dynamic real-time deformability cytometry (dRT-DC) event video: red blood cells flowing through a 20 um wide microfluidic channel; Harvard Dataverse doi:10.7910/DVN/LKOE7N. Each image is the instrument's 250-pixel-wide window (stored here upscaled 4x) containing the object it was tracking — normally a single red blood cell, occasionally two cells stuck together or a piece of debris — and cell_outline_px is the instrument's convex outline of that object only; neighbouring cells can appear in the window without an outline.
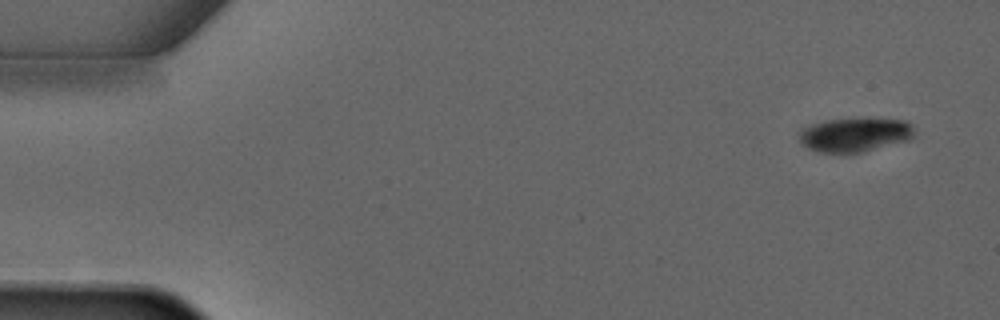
{"species": "common noctule bat (a hibernating species)", "species_latin": "Nyctalus noctula", "temperature_condition": "warm", "stored_images_in_passage": 4, "camera_frame_rate_fps": 3000, "um_per_image_px": 0.085, "animal": {"sex": "male", "forearm_length_mm": 52.5}, "frame": {"image": 1, "passage_image": 1, "time_ms": 0.0, "image_size_px": [1000, 320], "cell_outline_px": [[916, 132], [908, 140], [864, 152], [820, 152], [808, 148], [800, 144], [796, 132], [812, 124], [828, 120], [864, 116], [868, 116], [908, 120], [912, 124]], "centroid_in_image_um": [72.69, 11.4], "position_along_channel_um": 12.3, "area_um2": 23.76}}
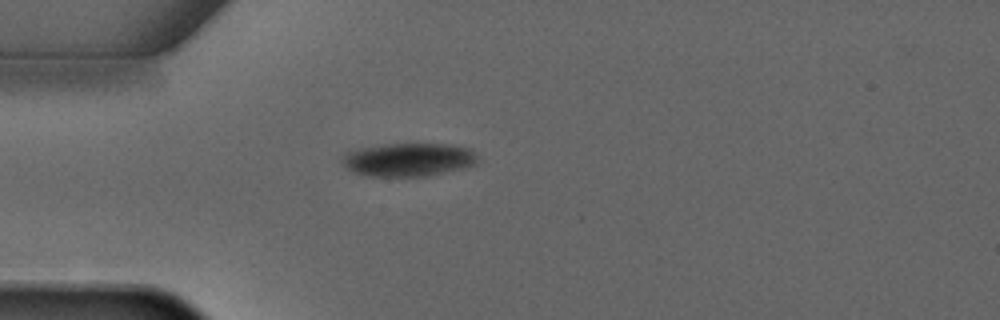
{"frame": {"image": 2, "passage_image": 4, "time_ms": 3.333, "image_size_px": [1000, 320], "cell_outline_px": [[476, 164], [464, 168], [424, 176], [368, 176], [352, 172], [340, 160], [344, 152], [360, 148], [388, 144], [444, 144], [472, 148], [476, 156]], "centroid_in_image_um": [34.69, 13.57], "position_along_channel_um": 50.3, "area_um2": 26.24}}